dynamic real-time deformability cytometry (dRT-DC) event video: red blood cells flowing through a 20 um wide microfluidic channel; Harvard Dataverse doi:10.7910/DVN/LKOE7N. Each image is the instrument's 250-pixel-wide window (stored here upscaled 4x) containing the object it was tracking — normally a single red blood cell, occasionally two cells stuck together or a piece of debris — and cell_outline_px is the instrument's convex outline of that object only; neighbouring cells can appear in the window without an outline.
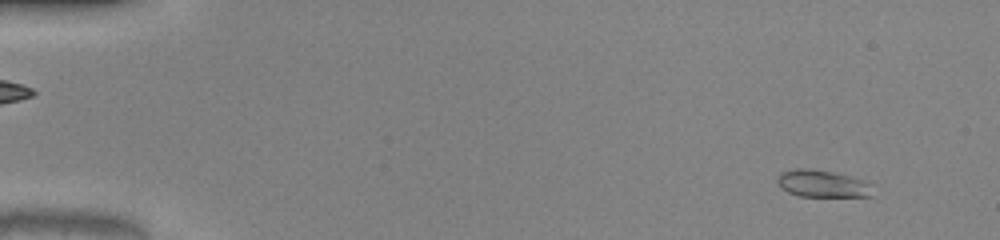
{"species": "common noctule bat (a hibernating species)", "species_latin": "Nyctalus noctula", "temperature_condition": "warm", "stored_images_in_passage": 51, "camera_frame_rate_fps": 3000, "um_per_image_px": 0.085, "animal": {"sex": "male", "body_mass_g": 20.0, "forearm_length_mm": 53.3}, "frame": {"image": 1, "passage_image": 4, "time_ms": 1.0, "image_size_px": [1000, 240], "cell_outline_px": [[872, 196], [800, 196], [788, 192], [776, 184], [776, 180], [780, 172], [796, 168], [812, 168], [832, 172], [848, 176], [872, 184]], "centroid_in_image_um": [69.84, 15.6], "position_along_channel_um": 15.2, "area_um2": 15.03}}
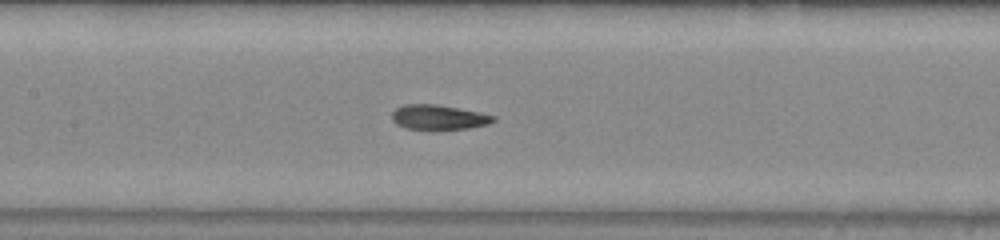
{"frame": {"image": 2, "passage_image": 25, "time_ms": 8.0, "image_size_px": [1000, 240], "cell_outline_px": [[496, 120], [488, 124], [468, 128], [404, 128], [396, 124], [392, 120], [392, 112], [396, 108], [404, 104], [436, 104], [480, 112], [496, 116]], "centroid_in_image_um": [37.28, 9.94], "position_along_channel_um": 170.1, "area_um2": 14.39}}
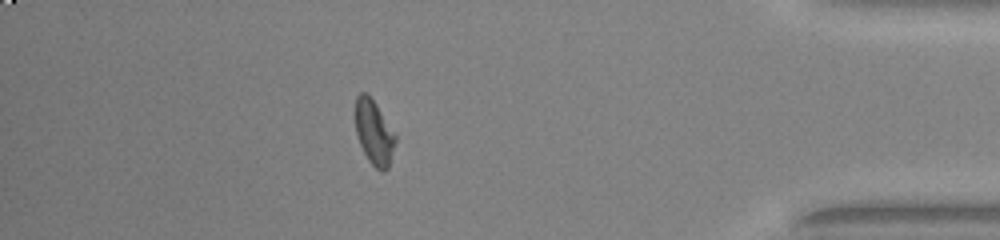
{"frame": {"image": 3, "passage_image": 45, "time_ms": 14.667, "image_size_px": [1000, 240], "cell_outline_px": [[396, 140], [388, 168], [384, 172], [380, 172], [368, 160], [356, 136], [356, 96], [360, 92], [368, 92], [396, 132]], "centroid_in_image_um": [31.81, 11.23], "position_along_channel_um": 403.4, "area_um2": 15.32}, "authors_computed_cell_mechanics": {"area_um2": 15.2014, "velocity_mm_per_s": 4.097, "shape_relaxation_time_tau1_ms": null, "shape_relaxation_time_tau2_ms": 1.1152, "deformation_change_tau1": null, "deformation_change_tau2": 0.055}}